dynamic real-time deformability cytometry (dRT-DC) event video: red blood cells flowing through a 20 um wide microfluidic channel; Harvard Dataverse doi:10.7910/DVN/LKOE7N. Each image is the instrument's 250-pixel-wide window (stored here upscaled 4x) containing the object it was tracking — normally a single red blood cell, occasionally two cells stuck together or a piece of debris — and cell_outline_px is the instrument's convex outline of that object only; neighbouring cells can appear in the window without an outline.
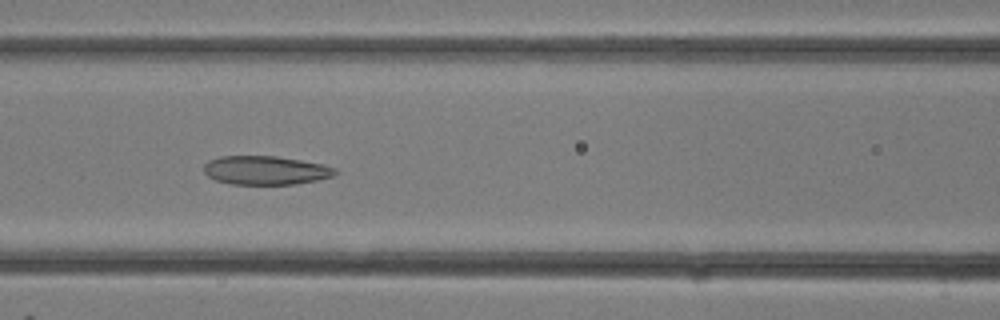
{"species": "common noctule bat (a hibernating species)", "species_latin": "Nyctalus noctula", "temperature_condition": "room temperature", "stored_images_in_passage": 32, "camera_frame_rate_fps": 3000, "um_per_image_px": 0.085, "animal": {"sex": "female"}, "frame": {"image": 1, "passage_image": 14, "time_ms": 4.333, "image_size_px": [1000, 320], "cell_outline_px": [[340, 172], [332, 176], [316, 180], [296, 184], [232, 184], [216, 180], [208, 176], [204, 172], [204, 164], [208, 160], [220, 156], [276, 156], [300, 160], [320, 164], [336, 168]], "centroid_in_image_um": [22.56, 14.47], "position_along_channel_um": 144.0, "area_um2": 21.96}}
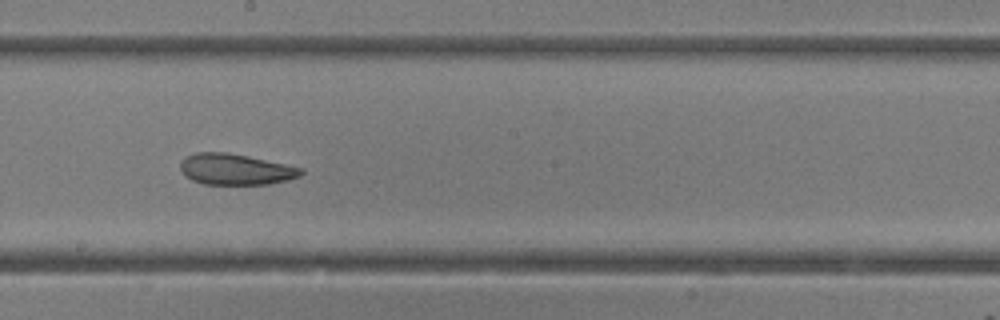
{"frame": {"image": 2, "passage_image": 18, "time_ms": 5.667, "image_size_px": [1000, 320], "cell_outline_px": [[304, 172], [300, 176], [288, 180], [268, 184], [204, 184], [192, 180], [184, 176], [180, 168], [180, 164], [188, 156], [196, 152], [228, 152], [248, 156], [304, 168]], "centroid_in_image_um": [20.04, 14.39], "position_along_channel_um": 228.2, "area_um2": 21.79}}
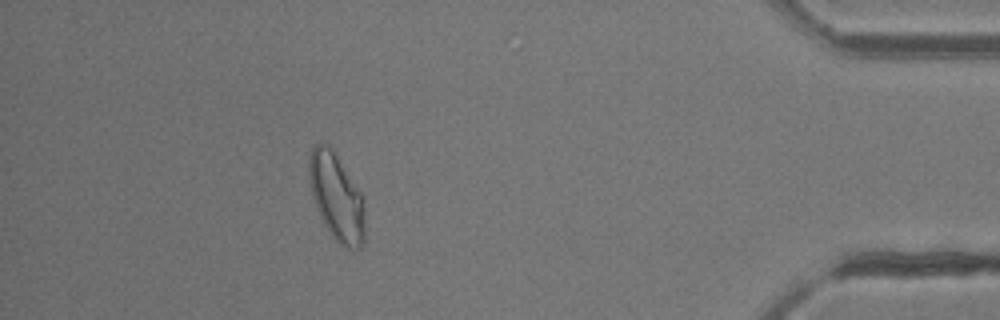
{"frame": {"image": 3, "passage_image": 29, "time_ms": 9.333, "image_size_px": [1000, 320], "cell_outline_px": [[364, 240], [360, 248], [356, 252], [352, 252], [340, 244], [332, 236], [324, 224], [320, 216], [312, 196], [308, 180], [308, 156], [312, 148], [316, 144], [324, 144], [336, 156], [360, 192], [364, 220]], "centroid_in_image_um": [28.57, 16.82], "position_along_channel_um": 406.6, "area_um2": 27.86}}